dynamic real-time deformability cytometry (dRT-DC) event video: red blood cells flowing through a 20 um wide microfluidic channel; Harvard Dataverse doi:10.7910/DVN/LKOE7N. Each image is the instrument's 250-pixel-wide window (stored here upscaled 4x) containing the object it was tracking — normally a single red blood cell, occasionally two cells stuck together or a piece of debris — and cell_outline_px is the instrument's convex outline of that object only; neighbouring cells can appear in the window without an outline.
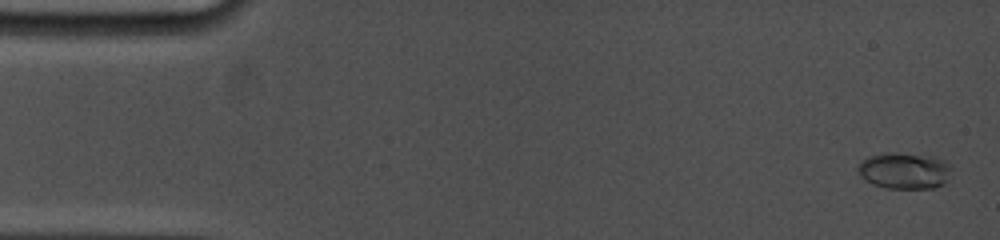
{"species": "common noctule bat (a hibernating species)", "species_latin": "Nyctalus noctula", "temperature_condition": "cold", "stored_images_in_passage": 36, "camera_frame_rate_fps": 5000, "um_per_image_px": 0.085, "animal": {"sex": "female", "body_mass_g": 19.0, "forearm_length_mm": 53.3}, "frame": {"image": 1, "passage_image": 2, "time_ms": 0.4, "image_size_px": [1000, 240], "cell_outline_px": [[952, 168], [948, 180], [944, 184], [932, 188], [888, 188], [872, 184], [864, 180], [860, 176], [856, 168], [868, 156], [888, 152], [896, 152], [936, 156], [944, 160]], "centroid_in_image_um": [76.89, 14.5], "position_along_channel_um": 8.1, "area_um2": 20.11}}
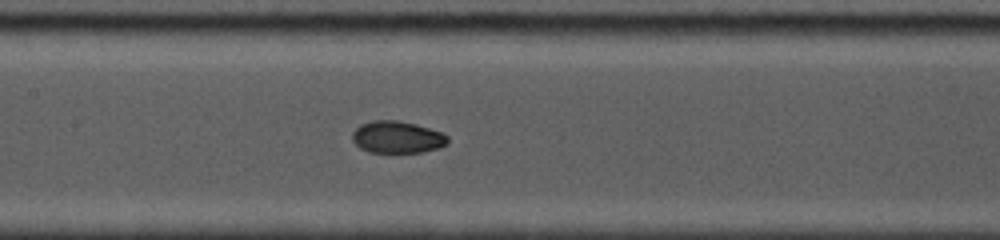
{"frame": {"image": 2, "passage_image": 27, "time_ms": 8.0, "image_size_px": [1000, 240], "cell_outline_px": [[448, 144], [440, 148], [424, 152], [368, 152], [360, 148], [352, 140], [352, 132], [360, 124], [372, 120], [396, 120], [416, 124], [444, 132], [448, 136]], "centroid_in_image_um": [33.79, 11.65], "position_along_channel_um": 173.6, "area_um2": 18.09}}
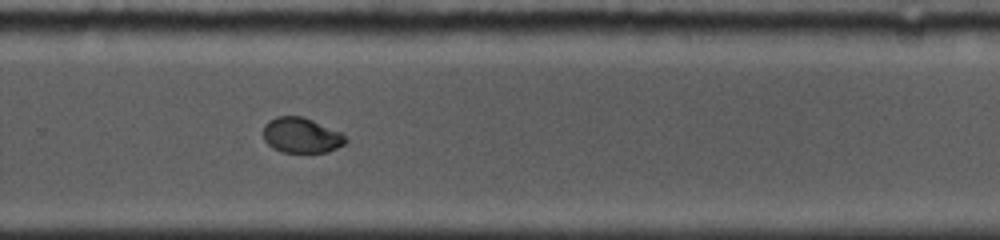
{"frame": {"image": 3, "passage_image": 36, "time_ms": 11.4, "image_size_px": [1000, 240], "cell_outline_px": [[348, 140], [344, 144], [328, 152], [280, 152], [272, 148], [264, 140], [264, 124], [268, 120], [276, 116], [304, 116], [344, 132]], "centroid_in_image_um": [25.65, 11.48], "position_along_channel_um": 304.2, "area_um2": 17.34}}